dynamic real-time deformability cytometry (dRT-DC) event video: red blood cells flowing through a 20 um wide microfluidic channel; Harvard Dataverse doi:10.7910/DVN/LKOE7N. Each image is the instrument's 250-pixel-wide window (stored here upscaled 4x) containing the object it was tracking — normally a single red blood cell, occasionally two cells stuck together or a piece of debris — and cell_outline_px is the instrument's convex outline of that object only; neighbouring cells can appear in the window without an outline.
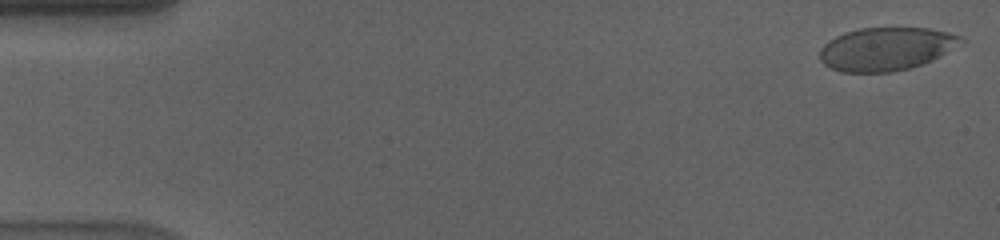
{"species": "human", "species_latin": "Homo sapiens", "temperature_condition": "cold", "stored_images_in_passage": 56, "camera_frame_rate_fps": 3000, "um_per_image_px": 0.085, "donor": {"sex": "male"}, "frame": {"image": 1, "passage_image": 1, "time_ms": 0.0, "image_size_px": [1000, 240], "cell_outline_px": [[964, 40], [932, 60], [908, 68], [892, 72], [840, 72], [824, 64], [820, 60], [820, 48], [828, 40], [844, 32], [860, 28], [928, 28], [948, 32], [960, 36]], "centroid_in_image_um": [75.26, 4.15], "position_along_channel_um": 9.7, "area_um2": 35.14}}
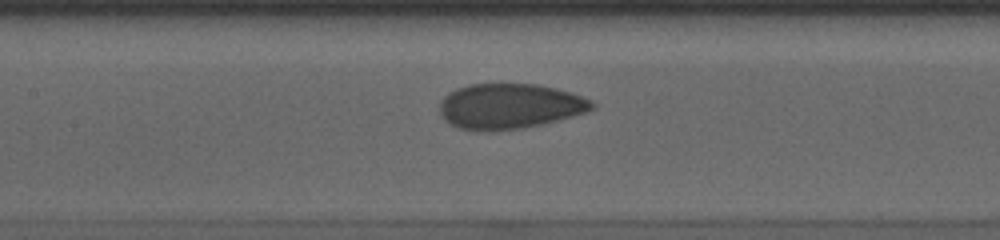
{"frame": {"image": 2, "passage_image": 26, "time_ms": 8.333, "image_size_px": [1000, 240], "cell_outline_px": [[596, 108], [588, 112], [544, 124], [520, 128], [488, 132], [460, 128], [444, 120], [440, 116], [440, 100], [448, 92], [456, 88], [468, 84], [536, 84], [556, 88], [572, 92], [592, 100], [596, 104]], "centroid_in_image_um": [43.34, 9.03], "position_along_channel_um": 164.1, "area_um2": 40.69}}
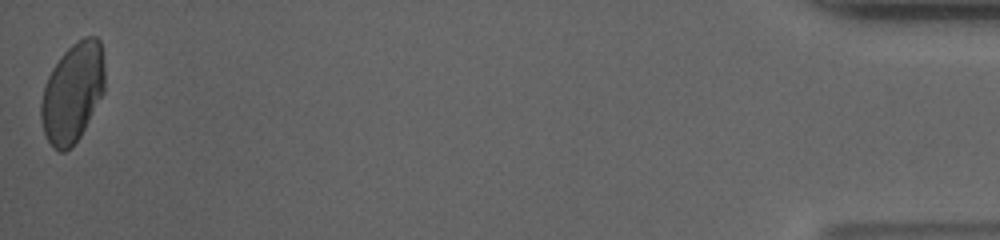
{"frame": {"image": 3, "passage_image": 56, "time_ms": 18.333, "image_size_px": [1000, 240], "cell_outline_px": [[104, 92], [80, 136], [64, 152], [60, 152], [48, 140], [44, 132], [40, 116], [40, 104], [44, 84], [52, 68], [60, 56], [72, 44], [84, 36], [96, 36], [100, 40], [104, 64]], "centroid_in_image_um": [6.17, 7.83], "position_along_channel_um": 429.0, "area_um2": 36.76}, "authors_computed_cell_mechanics": {"area_um2": 39.2462, "velocity_mm_per_s": 3.5854, "shape_relaxation_time_tau1_ms": 7.1833, "shape_relaxation_time_tau2_ms": 0.7204, "deformation_change_tau1": 0.1394, "deformation_change_tau2": 0.0405}}